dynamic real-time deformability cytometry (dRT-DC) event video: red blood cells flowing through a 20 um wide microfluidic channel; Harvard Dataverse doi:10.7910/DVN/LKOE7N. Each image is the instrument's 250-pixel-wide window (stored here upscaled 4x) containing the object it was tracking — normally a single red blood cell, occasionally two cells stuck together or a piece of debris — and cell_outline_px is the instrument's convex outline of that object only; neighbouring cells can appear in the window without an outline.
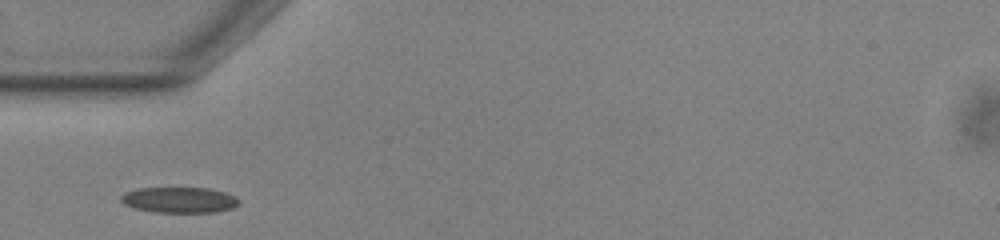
{"species": "common noctule bat (a hibernating species)", "species_latin": "Nyctalus noctula", "temperature_condition": "warm", "stored_images_in_passage": 37, "camera_frame_rate_fps": 3000, "um_per_image_px": 0.085, "animal": {"sex": "male", "body_mass_g": 13.0, "forearm_length_mm": 53.1}, "frame": {"image": 1, "passage_image": 1, "time_ms": 0.0, "image_size_px": [1000, 240], "cell_outline_px": [[240, 204], [232, 208], [216, 212], [152, 212], [132, 208], [124, 204], [120, 200], [120, 196], [124, 192], [136, 188], [208, 188], [224, 192], [236, 196], [240, 200]], "centroid_in_image_um": [15.22, 16.99], "position_along_channel_um": 69.8, "area_um2": 17.92}}
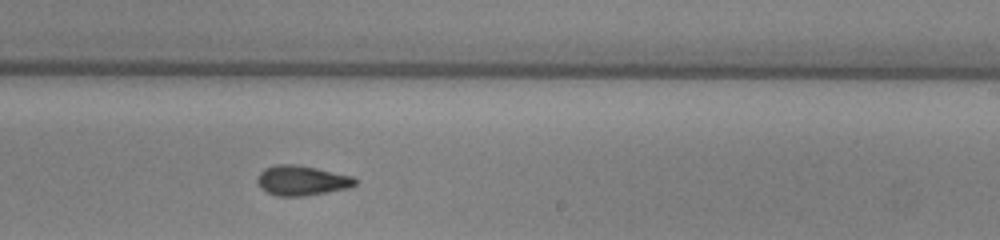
{"frame": {"image": 2, "passage_image": 16, "time_ms": 5.0, "image_size_px": [1000, 240], "cell_outline_px": [[356, 184], [348, 188], [328, 192], [304, 196], [276, 196], [260, 188], [256, 180], [260, 172], [264, 168], [276, 164], [296, 164], [316, 168], [352, 176], [356, 180]], "centroid_in_image_um": [25.62, 15.34], "position_along_channel_um": 263.4, "area_um2": 17.05}}
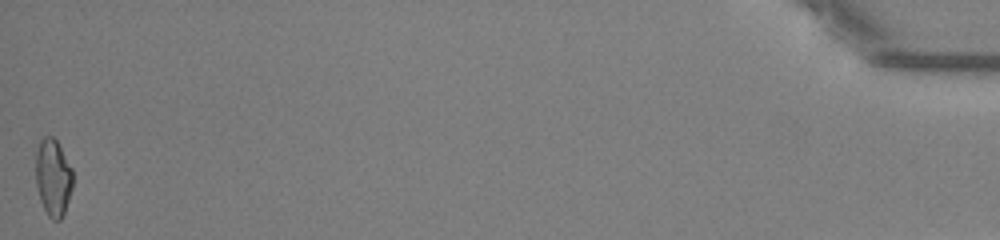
{"frame": {"image": 3, "passage_image": 37, "time_ms": 12.0, "image_size_px": [1000, 240], "cell_outline_px": [[72, 188], [64, 212], [60, 220], [52, 220], [48, 216], [40, 200], [36, 188], [36, 152], [40, 140], [44, 136], [52, 136], [56, 140], [72, 168]], "centroid_in_image_um": [4.5, 15.09], "position_along_channel_um": 430.7, "area_um2": 16.59}}